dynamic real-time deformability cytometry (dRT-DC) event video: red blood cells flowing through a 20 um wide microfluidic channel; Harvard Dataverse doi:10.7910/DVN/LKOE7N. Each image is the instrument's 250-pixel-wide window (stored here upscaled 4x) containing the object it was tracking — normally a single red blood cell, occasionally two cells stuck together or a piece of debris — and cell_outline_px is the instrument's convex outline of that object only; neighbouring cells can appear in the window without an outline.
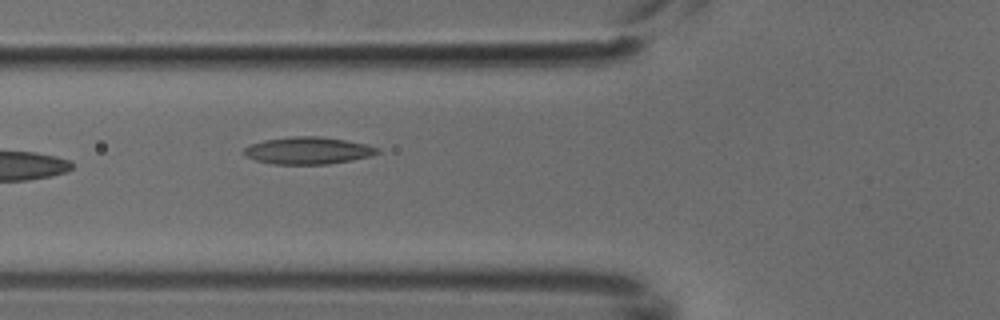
{"species": "common noctule bat (a hibernating species)", "species_latin": "Nyctalus noctula", "temperature_condition": "cold", "stored_images_in_passage": 5, "camera_frame_rate_fps": 3000, "um_per_image_px": 0.085, "animal": {"sex": "male", "body_mass_g": 18.8}, "frame": {"image": 1, "passage_image": 5, "time_ms": 1.333, "image_size_px": [1000, 320], "cell_outline_px": [[380, 152], [372, 156], [352, 160], [328, 164], [272, 164], [256, 160], [244, 156], [244, 148], [252, 144], [264, 140], [292, 136], [320, 136], [344, 140], [364, 144], [380, 148]], "centroid_in_image_um": [26.19, 12.8], "position_along_channel_um": 99.6, "area_um2": 21.1}}